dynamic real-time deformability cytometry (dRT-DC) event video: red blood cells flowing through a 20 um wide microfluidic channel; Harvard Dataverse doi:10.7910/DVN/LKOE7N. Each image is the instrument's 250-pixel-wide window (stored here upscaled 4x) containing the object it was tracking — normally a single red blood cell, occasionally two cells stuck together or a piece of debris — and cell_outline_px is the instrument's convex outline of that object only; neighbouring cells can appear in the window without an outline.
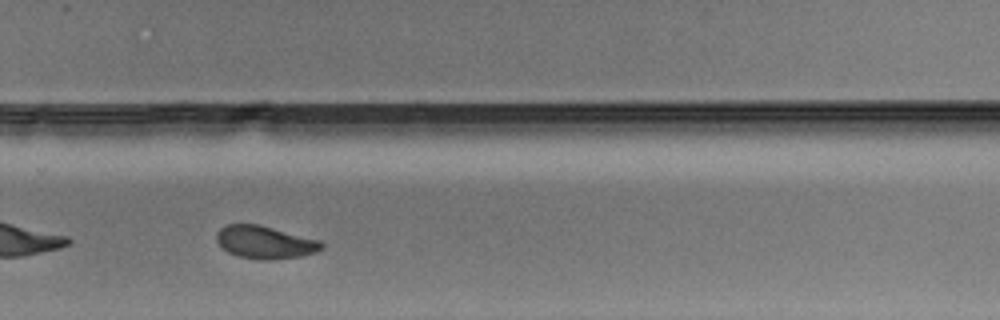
{"species": "Egyptian fruit bat (a non-hibernating species)", "species_latin": "Rousettus aegyptiacus", "temperature_condition": "warm", "stored_images_in_passage": 26, "camera_frame_rate_fps": 3000, "um_per_image_px": 0.085, "animal": {"sex": "male"}, "frame": {"image": 1, "passage_image": 19, "time_ms": 6.0, "image_size_px": [1000, 320], "cell_outline_px": [[324, 248], [316, 252], [304, 256], [260, 260], [236, 256], [228, 252], [216, 240], [216, 232], [220, 228], [228, 224], [260, 224], [320, 240], [324, 244]], "centroid_in_image_um": [22.54, 20.58], "position_along_channel_um": 307.3, "area_um2": 20.17}}
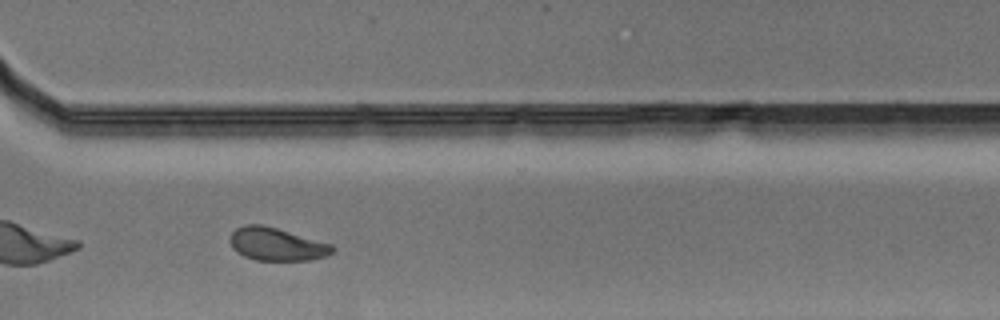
{"frame": {"image": 2, "passage_image": 22, "time_ms": 7.0, "image_size_px": [1000, 320], "cell_outline_px": [[336, 252], [328, 256], [312, 260], [256, 260], [244, 256], [236, 252], [232, 248], [228, 240], [228, 236], [236, 228], [244, 224], [264, 224], [332, 244], [336, 248]], "centroid_in_image_um": [23.52, 20.75], "position_along_channel_um": 347.1, "area_um2": 20.11}}